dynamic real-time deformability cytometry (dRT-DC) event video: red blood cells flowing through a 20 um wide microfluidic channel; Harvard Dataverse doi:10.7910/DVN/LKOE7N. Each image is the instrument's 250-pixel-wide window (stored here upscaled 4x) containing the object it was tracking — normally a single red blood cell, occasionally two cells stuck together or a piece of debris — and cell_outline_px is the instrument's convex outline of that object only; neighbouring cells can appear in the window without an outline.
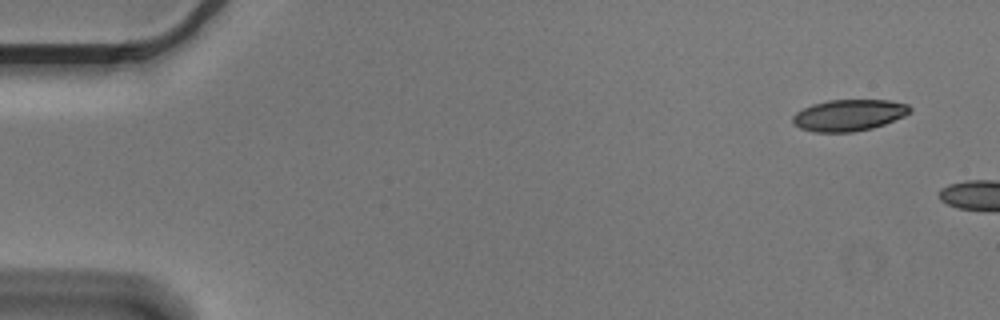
{"species": "Egyptian fruit bat (a non-hibernating species)", "species_latin": "Rousettus aegyptiacus", "temperature_condition": "cold", "stored_images_in_passage": 2, "camera_frame_rate_fps": 3000, "um_per_image_px": 0.085, "animal": {"sex": "male"}, "frame": {"image": 1, "passage_image": 1, "time_ms": 0.0, "image_size_px": [1000, 320], "cell_outline_px": [[912, 112], [904, 116], [884, 124], [872, 128], [852, 132], [812, 132], [800, 128], [792, 124], [792, 116], [796, 112], [812, 104], [828, 100], [888, 100], [908, 104], [912, 108]], "centroid_in_image_um": [72.14, 9.79], "position_along_channel_um": 12.9, "area_um2": 21.62}}